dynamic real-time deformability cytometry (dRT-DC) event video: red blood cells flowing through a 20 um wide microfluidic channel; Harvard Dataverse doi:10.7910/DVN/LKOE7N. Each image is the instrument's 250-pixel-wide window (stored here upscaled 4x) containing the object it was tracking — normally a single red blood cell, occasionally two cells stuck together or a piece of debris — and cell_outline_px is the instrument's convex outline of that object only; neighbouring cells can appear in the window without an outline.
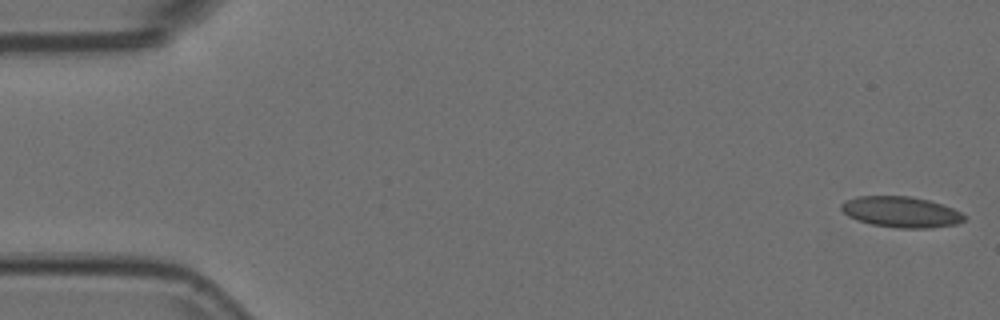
{"species": "Egyptian fruit bat (a non-hibernating species)", "species_latin": "Rousettus aegyptiacus", "temperature_condition": "room temperature", "stored_images_in_passage": 8, "camera_frame_rate_fps": 3000, "um_per_image_px": 0.085, "animal": {"sex": "female"}, "frame": {"image": 1, "passage_image": 1, "time_ms": 0.0, "image_size_px": [1000, 320], "cell_outline_px": [[964, 220], [956, 224], [928, 228], [900, 228], [872, 224], [848, 216], [840, 208], [840, 204], [844, 200], [856, 196], [912, 196], [928, 200], [952, 208], [960, 212], [964, 216]], "centroid_in_image_um": [76.55, 18.0], "position_along_channel_um": 8.4, "area_um2": 21.91}}